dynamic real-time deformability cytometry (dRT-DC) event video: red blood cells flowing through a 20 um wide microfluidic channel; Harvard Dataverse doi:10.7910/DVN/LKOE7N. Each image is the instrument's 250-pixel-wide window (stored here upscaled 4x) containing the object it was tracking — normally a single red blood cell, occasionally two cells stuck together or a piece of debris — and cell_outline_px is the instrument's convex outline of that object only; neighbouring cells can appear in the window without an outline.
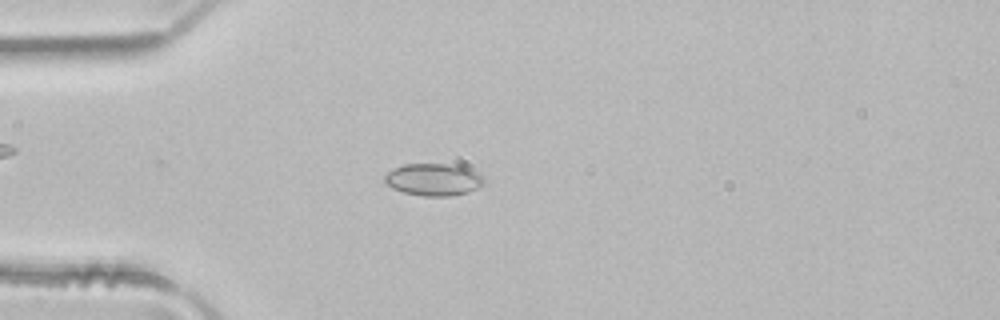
{"species": "common noctule bat (a hibernating species)", "species_latin": "Nyctalus noctula", "temperature_condition": "room temperature", "stored_images_in_passage": 1, "camera_frame_rate_fps": 3000, "um_per_image_px": 0.085, "animal": {"sex": "male", "body_mass_g": 21.5, "forearm_length_mm": 52.0}, "frame": {"image": 1, "passage_image": 1, "time_ms": 0.0, "image_size_px": [1000, 320], "cell_outline_px": [[484, 184], [468, 192], [452, 196], [424, 196], [404, 192], [392, 188], [384, 180], [384, 176], [392, 168], [404, 164], [444, 164], [472, 168], [480, 172], [484, 176]], "centroid_in_image_um": [36.89, 15.25], "position_along_channel_um": 48.1, "area_um2": 18.79}}